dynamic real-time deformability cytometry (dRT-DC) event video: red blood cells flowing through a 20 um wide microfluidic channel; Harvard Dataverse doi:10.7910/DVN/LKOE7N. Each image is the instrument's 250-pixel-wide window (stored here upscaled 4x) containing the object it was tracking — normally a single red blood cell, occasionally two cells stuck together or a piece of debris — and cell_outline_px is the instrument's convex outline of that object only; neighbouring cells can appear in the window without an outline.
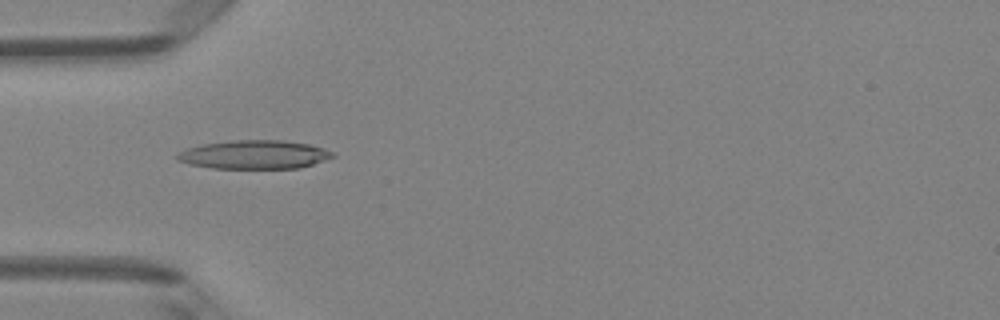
{"species": "Egyptian fruit bat (a non-hibernating species)", "species_latin": "Rousettus aegyptiacus", "temperature_condition": "room temperature", "stored_images_in_passage": 6, "camera_frame_rate_fps": 3000, "um_per_image_px": 0.085, "animal": {"sex": "female"}, "frame": {"image": 1, "passage_image": 3, "time_ms": 2.333, "image_size_px": [1000, 320], "cell_outline_px": [[336, 156], [300, 168], [212, 168], [192, 164], [176, 160], [176, 156], [180, 152], [188, 148], [204, 144], [232, 140], [280, 140], [308, 144], [324, 148], [336, 152]], "centroid_in_image_um": [21.66, 13.14], "position_along_channel_um": 63.3, "area_um2": 25.78}}
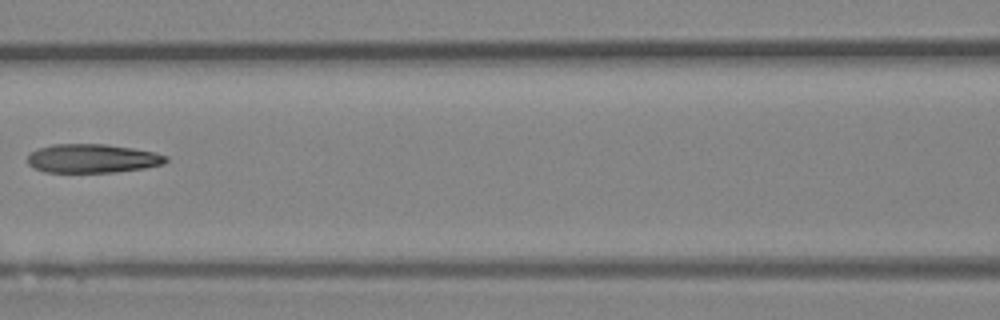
{"frame": {"image": 2, "passage_image": 5, "time_ms": 4.667, "image_size_px": [1000, 320], "cell_outline_px": [[168, 160], [164, 164], [144, 168], [116, 172], [44, 172], [32, 168], [28, 164], [28, 156], [32, 152], [40, 148], [52, 144], [104, 144], [132, 148], [156, 152], [168, 156]], "centroid_in_image_um": [7.87, 13.47], "position_along_channel_um": 158.7, "area_um2": 23.29}}
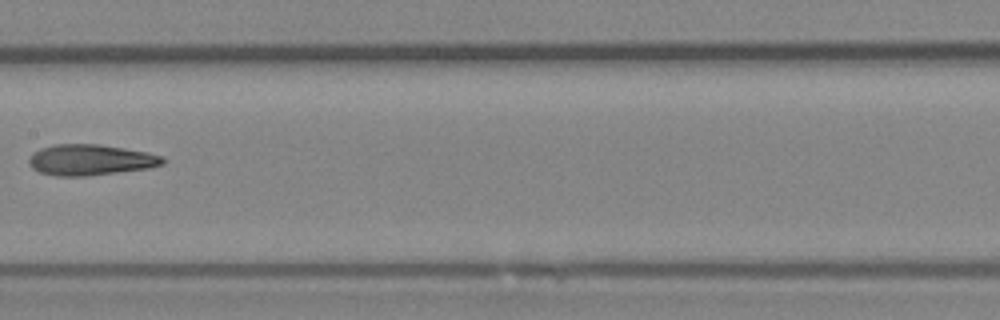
{"frame": {"image": 3, "passage_image": 6, "time_ms": 5.667, "image_size_px": [1000, 320], "cell_outline_px": [[168, 160], [164, 164], [148, 168], [88, 176], [56, 176], [40, 172], [32, 168], [28, 164], [28, 160], [32, 152], [40, 148], [56, 144], [100, 144], [148, 152], [164, 156]], "centroid_in_image_um": [7.71, 13.58], "position_along_channel_um": 199.7, "area_um2": 24.33}}